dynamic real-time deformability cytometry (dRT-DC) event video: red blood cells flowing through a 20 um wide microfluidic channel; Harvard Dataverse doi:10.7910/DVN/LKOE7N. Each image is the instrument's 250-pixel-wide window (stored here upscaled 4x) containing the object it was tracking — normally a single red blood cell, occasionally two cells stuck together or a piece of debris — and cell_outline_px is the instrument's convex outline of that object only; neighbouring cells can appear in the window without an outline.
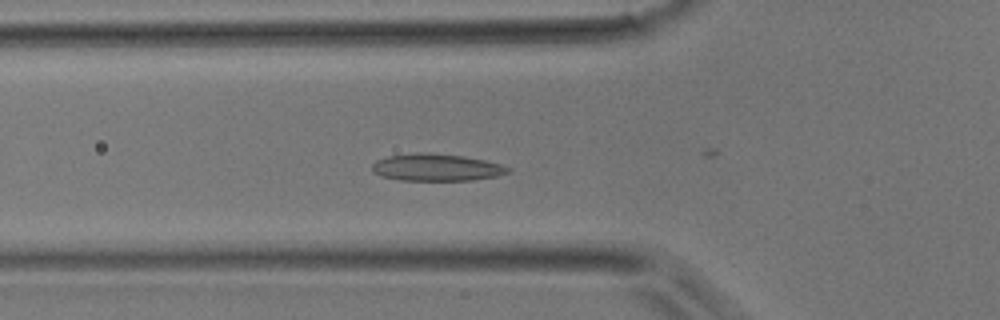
{"species": "common noctule bat (a hibernating species)", "species_latin": "Nyctalus noctula", "temperature_condition": "room temperature", "stored_images_in_passage": 24, "camera_frame_rate_fps": 3000, "um_per_image_px": 0.085, "animal": {"sex": "male", "body_mass_g": 17.9}, "frame": {"image": 1, "passage_image": 11, "time_ms": 3.333, "image_size_px": [1000, 320], "cell_outline_px": [[512, 172], [496, 176], [472, 180], [400, 180], [380, 176], [372, 172], [372, 164], [376, 160], [388, 156], [416, 152], [420, 152], [464, 156], [484, 160], [500, 164], [512, 168]], "centroid_in_image_um": [37.09, 14.23], "position_along_channel_um": 88.7, "area_um2": 21.56}}
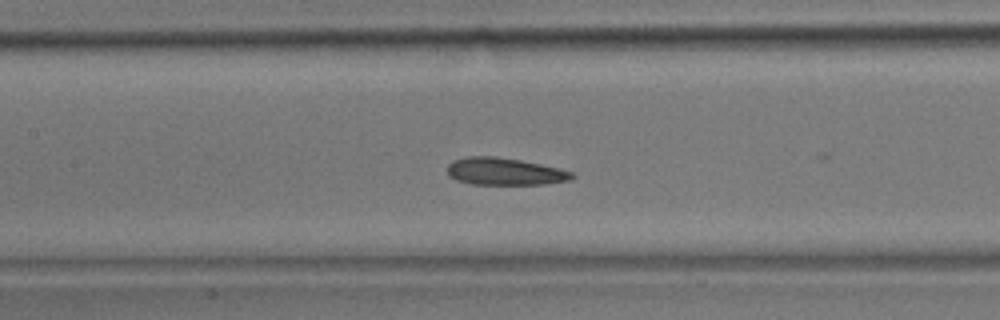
{"frame": {"image": 2, "passage_image": 16, "time_ms": 5.0, "image_size_px": [1000, 320], "cell_outline_px": [[576, 176], [572, 180], [544, 184], [472, 184], [456, 180], [448, 176], [448, 164], [452, 160], [468, 156], [496, 156], [520, 160], [560, 168], [572, 172]], "centroid_in_image_um": [42.9, 14.57], "position_along_channel_um": 164.5, "area_um2": 19.94}}
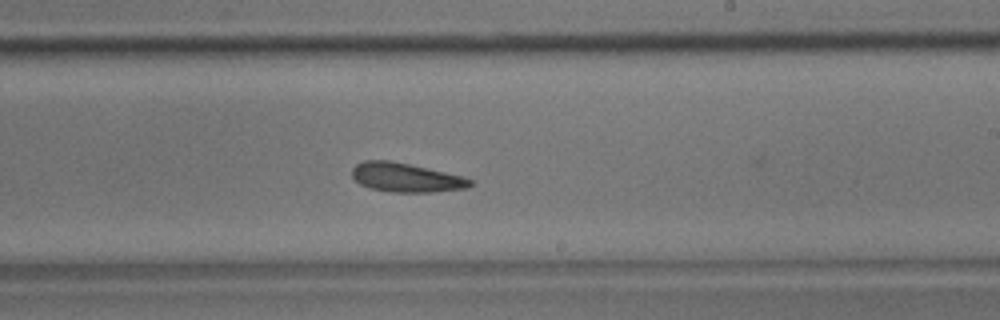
{"frame": {"image": 3, "passage_image": 22, "time_ms": 7.0, "image_size_px": [1000, 320], "cell_outline_px": [[476, 184], [468, 188], [432, 192], [392, 192], [368, 188], [360, 184], [352, 176], [352, 168], [356, 164], [364, 160], [388, 160], [408, 164], [464, 176], [472, 180]], "centroid_in_image_um": [34.53, 15.1], "position_along_channel_um": 254.5, "area_um2": 20.11}}